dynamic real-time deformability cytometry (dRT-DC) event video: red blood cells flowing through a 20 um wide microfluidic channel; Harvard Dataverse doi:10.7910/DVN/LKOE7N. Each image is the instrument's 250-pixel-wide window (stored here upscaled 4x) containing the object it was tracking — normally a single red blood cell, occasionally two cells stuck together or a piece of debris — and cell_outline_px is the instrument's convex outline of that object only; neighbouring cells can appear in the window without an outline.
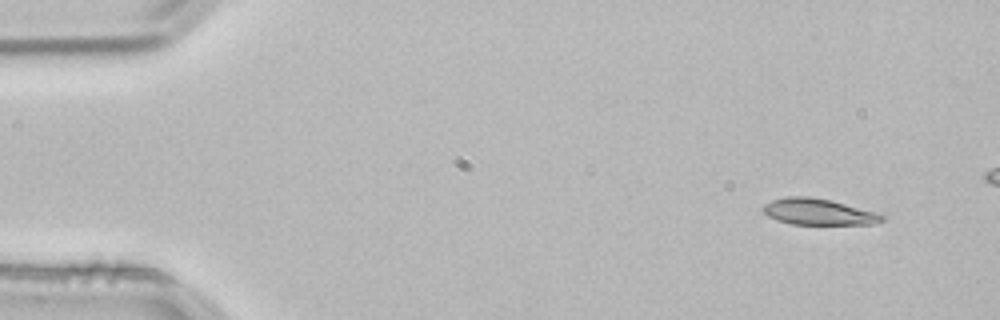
{"species": "common noctule bat (a hibernating species)", "species_latin": "Nyctalus noctula", "temperature_condition": "room temperature", "stored_images_in_passage": 4, "camera_frame_rate_fps": 3000, "um_per_image_px": 0.085, "animal": {"sex": "male", "body_mass_g": 21.5, "forearm_length_mm": 52.0}, "frame": {"image": 1, "passage_image": 1, "time_ms": 0.0, "image_size_px": [1000, 320], "cell_outline_px": [[884, 220], [872, 224], [792, 224], [776, 220], [768, 216], [760, 208], [764, 204], [772, 200], [788, 196], [808, 196], [832, 200], [876, 212], [884, 216]], "centroid_in_image_um": [69.53, 18.0], "position_along_channel_um": 15.5, "area_um2": 18.21}}